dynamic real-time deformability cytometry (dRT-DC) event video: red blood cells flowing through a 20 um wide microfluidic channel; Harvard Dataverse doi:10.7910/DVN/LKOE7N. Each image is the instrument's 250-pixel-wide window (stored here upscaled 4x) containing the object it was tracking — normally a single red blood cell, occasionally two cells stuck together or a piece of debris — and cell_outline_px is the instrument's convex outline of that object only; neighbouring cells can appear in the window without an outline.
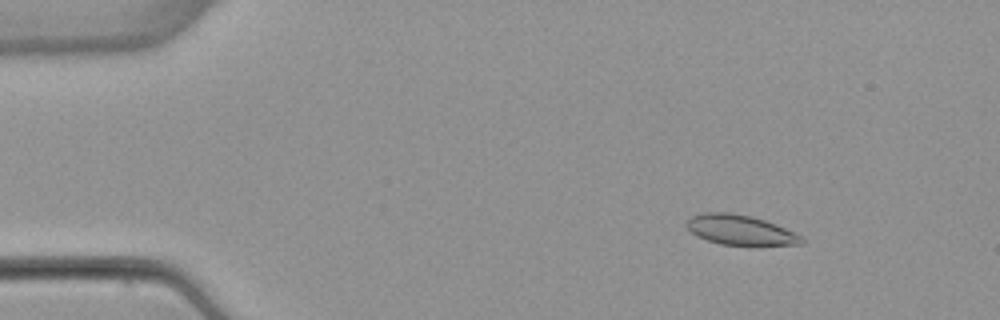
{"species": "common noctule bat (a hibernating species)", "species_latin": "Nyctalus noctula", "temperature_condition": "warm", "stored_images_in_passage": 53, "camera_frame_rate_fps": 3000, "um_per_image_px": 0.085, "animal": {"sex": "female", "body_mass_g": 22.7, "forearm_length_mm": 54.2}, "frame": {"image": 1, "passage_image": 7, "time_ms": 2.0, "image_size_px": [1000, 320], "cell_outline_px": [[804, 244], [720, 244], [708, 240], [692, 232], [684, 224], [692, 216], [704, 212], [732, 212], [752, 216], [776, 224], [804, 236]], "centroid_in_image_um": [62.94, 19.52], "position_along_channel_um": 22.1, "area_um2": 19.77}}
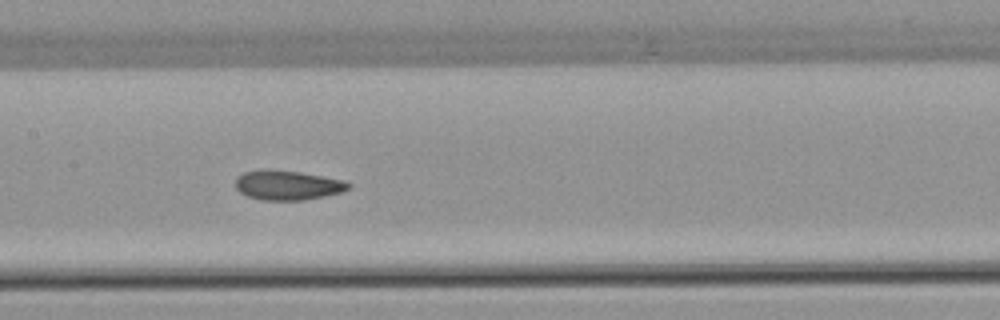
{"frame": {"image": 2, "passage_image": 26, "time_ms": 8.333, "image_size_px": [1000, 320], "cell_outline_px": [[352, 188], [344, 192], [304, 200], [260, 200], [248, 196], [240, 192], [236, 188], [236, 176], [244, 172], [264, 168], [268, 168], [300, 172], [344, 180], [352, 184]], "centroid_in_image_um": [24.46, 15.73], "position_along_channel_um": 182.9, "area_um2": 19.83}}
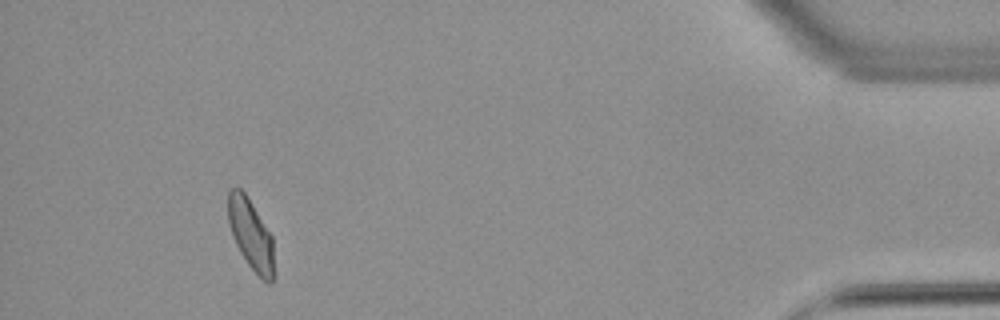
{"frame": {"image": 3, "passage_image": 49, "time_ms": 16.0, "image_size_px": [1000, 320], "cell_outline_px": [[272, 284], [268, 284], [248, 264], [240, 252], [232, 236], [228, 224], [228, 192], [232, 188], [240, 188], [244, 192], [252, 204], [272, 236]], "centroid_in_image_um": [21.28, 19.89], "position_along_channel_um": 413.9, "area_um2": 18.38}, "authors_computed_cell_mechanics": {"area_um2": 19.7676, "velocity_mm_per_s": 3.8701, "shape_relaxation_time_tau1_ms": 7.6596, "shape_relaxation_time_tau2_ms": 1.2016, "deformation_change_tau1": 0.1568, "deformation_change_tau2": 0.0571}}